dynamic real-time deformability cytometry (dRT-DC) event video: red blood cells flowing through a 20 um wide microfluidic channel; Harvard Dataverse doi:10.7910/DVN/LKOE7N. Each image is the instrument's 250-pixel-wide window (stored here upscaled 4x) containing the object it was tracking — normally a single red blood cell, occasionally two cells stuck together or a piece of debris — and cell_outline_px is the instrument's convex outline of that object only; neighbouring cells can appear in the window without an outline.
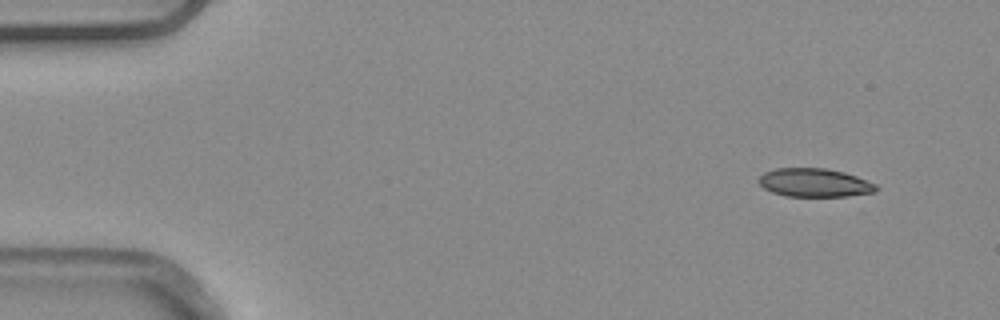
{"species": "common noctule bat (a hibernating species)", "species_latin": "Nyctalus noctula", "temperature_condition": "warm", "stored_images_in_passage": 4, "camera_frame_rate_fps": 3000, "um_per_image_px": 0.085, "animal": {"sex": "male", "body_mass_g": 20.4}, "frame": {"image": 1, "passage_image": 1, "time_ms": 0.0, "image_size_px": [1000, 320], "cell_outline_px": [[880, 188], [876, 192], [848, 196], [784, 196], [772, 192], [764, 188], [756, 180], [764, 172], [776, 168], [824, 168], [844, 172], [856, 176], [876, 184]], "centroid_in_image_um": [69.23, 15.53], "position_along_channel_um": 15.8, "area_um2": 19.59}}
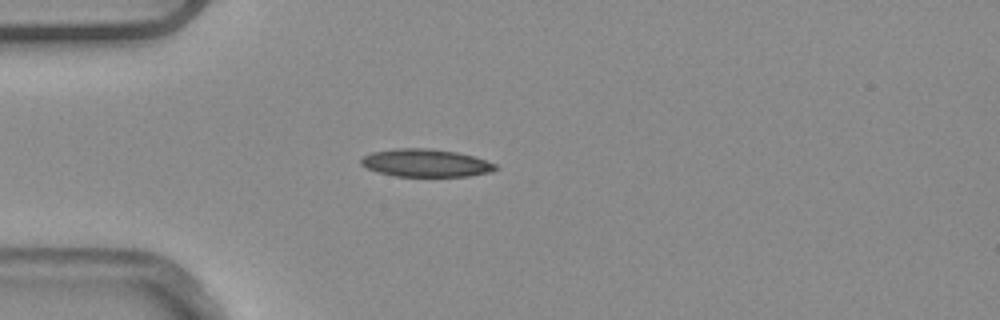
{"frame": {"image": 2, "passage_image": 3, "time_ms": 0.667, "image_size_px": [1000, 320], "cell_outline_px": [[500, 168], [492, 172], [468, 176], [396, 176], [380, 172], [368, 168], [360, 164], [360, 160], [364, 156], [372, 152], [396, 148], [428, 148], [456, 152], [472, 156], [496, 164]], "centroid_in_image_um": [36.21, 13.85], "position_along_channel_um": 48.8, "area_um2": 21.62}}